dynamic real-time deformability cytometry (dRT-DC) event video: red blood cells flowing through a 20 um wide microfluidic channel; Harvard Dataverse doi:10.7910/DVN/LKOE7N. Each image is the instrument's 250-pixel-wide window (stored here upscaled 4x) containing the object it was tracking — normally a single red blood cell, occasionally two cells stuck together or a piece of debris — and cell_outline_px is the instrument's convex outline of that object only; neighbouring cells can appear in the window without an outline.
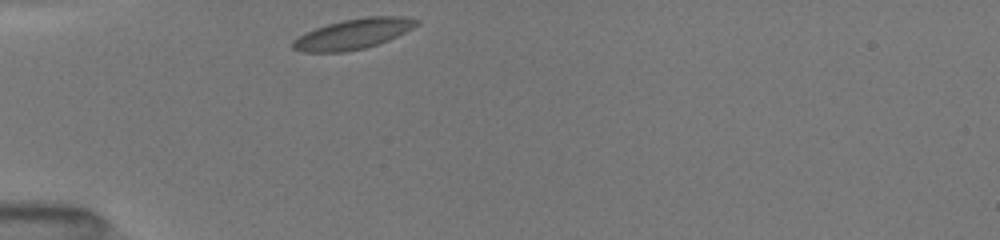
{"species": "common noctule bat (a hibernating species)", "species_latin": "Nyctalus noctula", "temperature_condition": "room temperature", "stored_images_in_passage": 51, "camera_frame_rate_fps": 3000, "um_per_image_px": 0.085, "animal": {"sex": "female", "body_mass_g": 19.5, "forearm_length_mm": 54.1}, "frame": {"image": 1, "passage_image": 1, "time_ms": 0.0, "image_size_px": [1000, 240], "cell_outline_px": [[420, 24], [388, 40], [364, 48], [344, 52], [300, 52], [292, 48], [292, 40], [304, 32], [328, 24], [344, 20], [368, 16], [400, 16], [420, 20]], "centroid_in_image_um": [29.99, 2.89], "position_along_channel_um": 55.0, "area_um2": 21.73}}
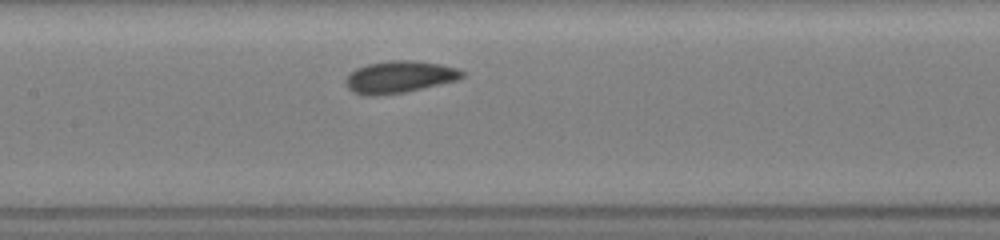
{"frame": {"image": 2, "passage_image": 19, "time_ms": 3.333, "image_size_px": [1000, 240], "cell_outline_px": [[464, 76], [460, 80], [404, 92], [380, 96], [364, 96], [352, 92], [348, 88], [344, 80], [356, 68], [368, 64], [388, 60], [412, 60], [440, 64], [456, 68], [464, 72]], "centroid_in_image_um": [33.94, 6.55], "position_along_channel_um": 173.5, "area_um2": 21.91}}
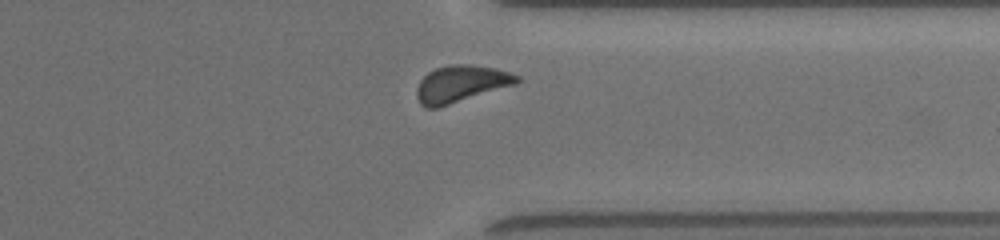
{"frame": {"image": 3, "passage_image": 45, "time_ms": 8.333, "image_size_px": [1000, 240], "cell_outline_px": [[520, 80], [516, 84], [436, 108], [424, 108], [420, 104], [416, 96], [416, 88], [420, 80], [428, 72], [436, 68], [452, 64], [472, 64], [496, 68], [520, 76]], "centroid_in_image_um": [39.16, 7.12], "position_along_channel_um": 372.2, "area_um2": 21.5}, "authors_computed_cell_mechanics": {"area_um2": 20.9814, "velocity_mm_per_s": 3.9731, "shape_relaxation_time_tau1_ms": 1.7389, "shape_relaxation_time_tau2_ms": 4.9366, "deformation_change_tau1": 0.0527, "deformation_change_tau2": 0.0954}}